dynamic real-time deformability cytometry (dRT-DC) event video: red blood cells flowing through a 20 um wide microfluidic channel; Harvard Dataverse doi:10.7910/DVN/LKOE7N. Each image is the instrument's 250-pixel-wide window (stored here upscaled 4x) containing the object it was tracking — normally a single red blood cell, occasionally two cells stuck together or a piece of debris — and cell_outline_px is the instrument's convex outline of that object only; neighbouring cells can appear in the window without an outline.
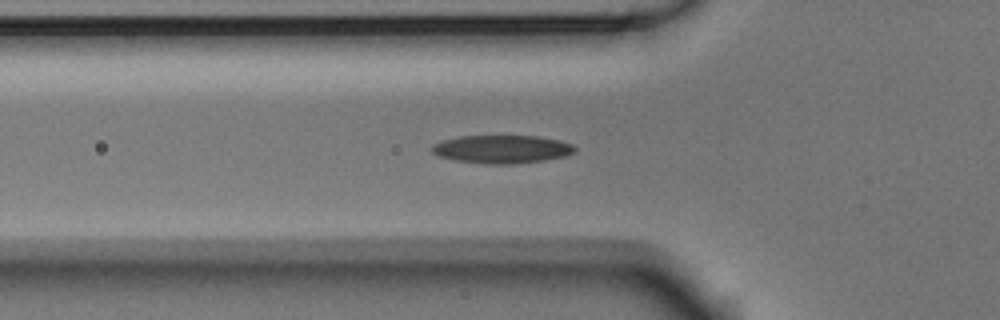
{"species": "Egyptian fruit bat (a non-hibernating species)", "species_latin": "Rousettus aegyptiacus", "temperature_condition": "room temperature", "stored_images_in_passage": 38, "camera_frame_rate_fps": 3000, "um_per_image_px": 0.085, "animal": {"sex": "male"}, "frame": {"image": 1, "passage_image": 2, "time_ms": 0.333, "image_size_px": [1000, 320], "cell_outline_px": [[576, 152], [564, 156], [544, 160], [512, 164], [488, 164], [456, 160], [440, 156], [432, 152], [428, 148], [432, 144], [444, 140], [460, 136], [536, 136], [560, 140], [572, 144], [576, 148]], "centroid_in_image_um": [42.66, 12.68], "position_along_channel_um": 83.1, "area_um2": 23.41}}
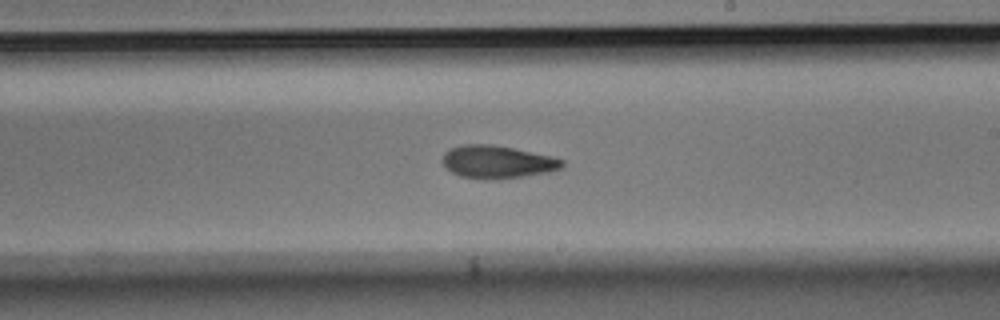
{"frame": {"image": 2, "passage_image": 15, "time_ms": 4.667, "image_size_px": [1000, 320], "cell_outline_px": [[564, 164], [560, 168], [548, 172], [524, 176], [496, 180], [484, 180], [460, 176], [452, 172], [440, 160], [444, 152], [448, 148], [464, 144], [492, 144], [552, 156], [564, 160]], "centroid_in_image_um": [42.23, 13.76], "position_along_channel_um": 246.8, "area_um2": 23.06}}
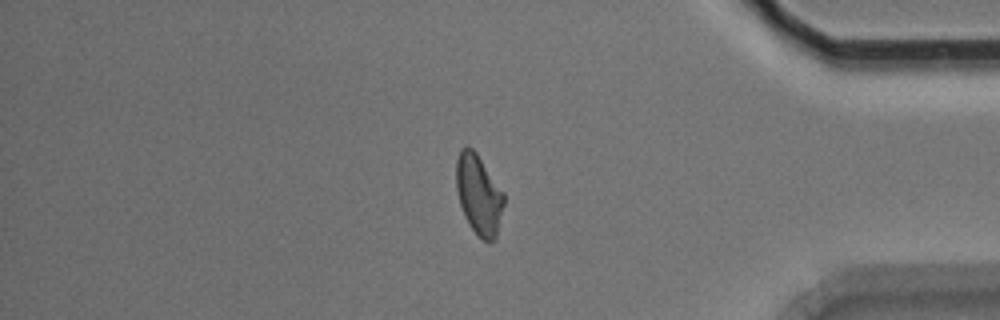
{"frame": {"image": 3, "passage_image": 29, "time_ms": 9.333, "image_size_px": [1000, 320], "cell_outline_px": [[504, 204], [496, 240], [484, 240], [468, 224], [460, 204], [456, 188], [456, 160], [460, 148], [468, 144], [476, 152], [504, 192]], "centroid_in_image_um": [40.69, 16.5], "position_along_channel_um": 394.5, "area_um2": 22.25}, "authors_computed_cell_mechanics": {"area_um2": 22.5709, "velocity_mm_per_s": 3.7573, "shape_relaxation_time_tau1_ms": 4.7366, "shape_relaxation_time_tau2_ms": 3.5058, "deformation_change_tau1": 0.1465, "deformation_change_tau2": 0.11}}